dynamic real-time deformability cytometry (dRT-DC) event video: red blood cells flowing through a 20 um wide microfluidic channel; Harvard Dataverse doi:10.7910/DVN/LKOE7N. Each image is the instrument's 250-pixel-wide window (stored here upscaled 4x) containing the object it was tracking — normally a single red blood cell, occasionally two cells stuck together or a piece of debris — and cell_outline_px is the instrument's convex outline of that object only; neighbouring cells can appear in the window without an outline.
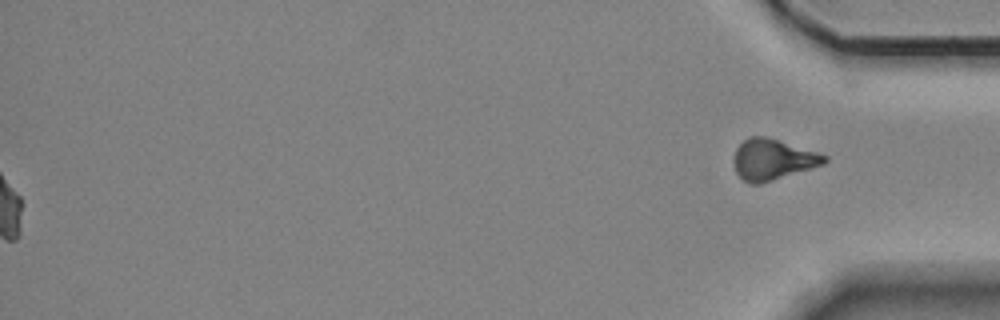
{"species": "Egyptian fruit bat (a non-hibernating species)", "species_latin": "Rousettus aegyptiacus", "temperature_condition": "room temperature", "stored_images_in_passage": 57, "segment_of_instrument_passage": [2, 2], "camera_frame_rate_fps": 3000, "um_per_image_px": 0.085, "animal": {"sex": "female"}, "frame": {"image": 1, "passage_image": 57, "time_ms": 18.667, "image_size_px": [1000, 320], "cell_outline_px": [[828, 160], [824, 164], [760, 184], [752, 184], [744, 180], [736, 172], [732, 160], [732, 156], [736, 148], [748, 136], [764, 136], [780, 140], [828, 156]], "centroid_in_image_um": [65.65, 13.55], "position_along_channel_um": 369.6, "area_um2": 21.56}}